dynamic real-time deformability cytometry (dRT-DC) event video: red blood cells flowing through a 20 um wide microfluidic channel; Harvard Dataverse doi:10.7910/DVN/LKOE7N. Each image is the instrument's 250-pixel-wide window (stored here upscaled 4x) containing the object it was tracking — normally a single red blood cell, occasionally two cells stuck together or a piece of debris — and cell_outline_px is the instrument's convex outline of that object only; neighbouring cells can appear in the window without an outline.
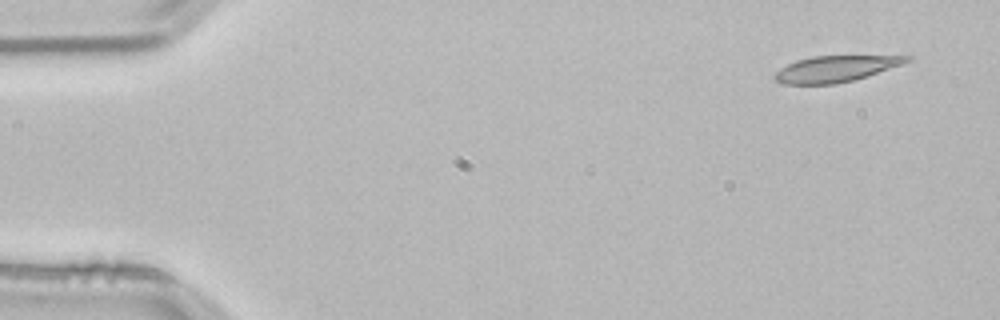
{"species": "common noctule bat (a hibernating species)", "species_latin": "Nyctalus noctula", "temperature_condition": "room temperature", "stored_images_in_passage": 51, "camera_frame_rate_fps": 3000, "um_per_image_px": 0.085, "animal": {"sex": "male", "body_mass_g": 21.5, "forearm_length_mm": 52.0}, "frame": {"image": 1, "passage_image": 1, "time_ms": 0.0, "image_size_px": [1000, 320], "cell_outline_px": [[912, 60], [852, 80], [836, 84], [784, 84], [776, 80], [772, 76], [780, 68], [796, 60], [812, 56], [912, 56]], "centroid_in_image_um": [70.94, 5.85], "position_along_channel_um": 14.1, "area_um2": 19.65}}
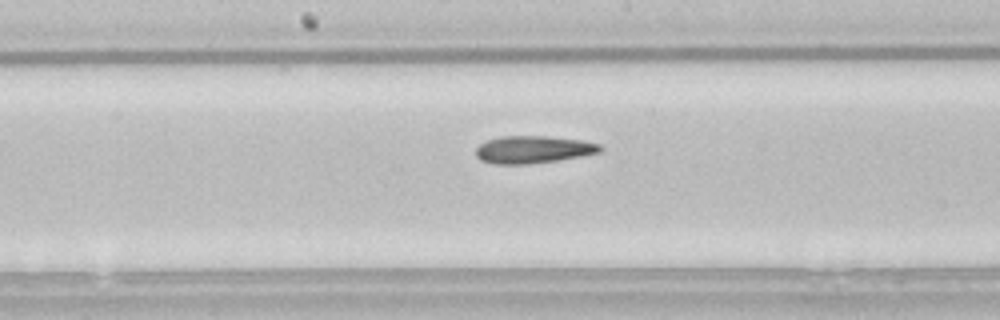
{"frame": {"image": 2, "passage_image": 25, "time_ms": 8.0, "image_size_px": [1000, 320], "cell_outline_px": [[604, 148], [600, 152], [580, 156], [556, 160], [528, 164], [492, 164], [480, 160], [476, 156], [476, 148], [480, 144], [488, 140], [500, 136], [548, 136], [580, 140], [600, 144]], "centroid_in_image_um": [45.3, 12.71], "position_along_channel_um": 202.9, "area_um2": 19.83}}
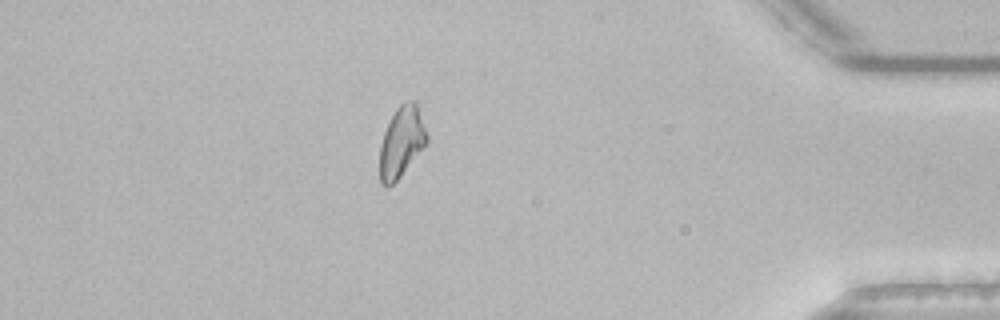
{"frame": {"image": 3, "passage_image": 44, "time_ms": 14.333, "image_size_px": [1000, 320], "cell_outline_px": [[428, 144], [400, 176], [392, 184], [380, 184], [380, 144], [384, 132], [396, 108], [404, 100], [416, 100], [428, 136]], "centroid_in_image_um": [34.16, 12.02], "position_along_channel_um": 401.0, "area_um2": 19.42}, "authors_computed_cell_mechanics": {"area_um2": 19.941, "velocity_mm_per_s": 3.8009, "shape_relaxation_time_tau1_ms": null, "shape_relaxation_time_tau2_ms": 8.701, "deformation_change_tau1": null, "deformation_change_tau2": 0.1793}}